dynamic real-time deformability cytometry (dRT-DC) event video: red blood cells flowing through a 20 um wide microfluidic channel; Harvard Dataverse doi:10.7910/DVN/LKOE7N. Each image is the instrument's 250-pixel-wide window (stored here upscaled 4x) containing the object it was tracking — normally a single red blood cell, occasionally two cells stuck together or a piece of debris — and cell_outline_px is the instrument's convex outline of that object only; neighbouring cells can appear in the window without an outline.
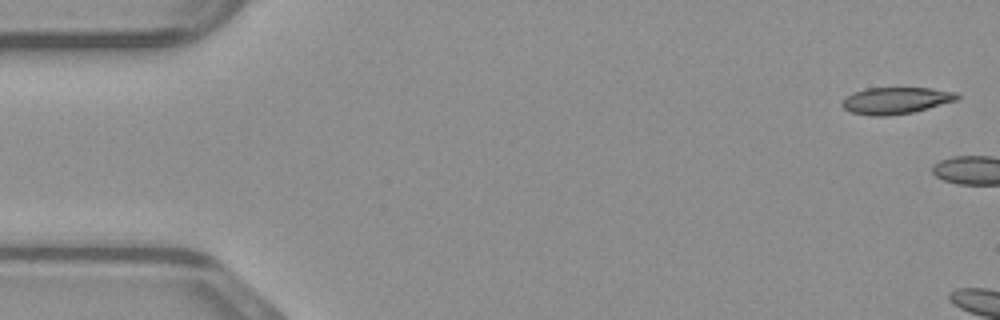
{"species": "common noctule bat (a hibernating species)", "species_latin": "Nyctalus noctula", "temperature_condition": "warm", "stored_images_in_passage": 3, "camera_frame_rate_fps": 3000, "um_per_image_px": 0.085, "animal": {"sex": "male", "body_mass_g": 23.1, "forearm_length_mm": 52.7}, "frame": {"image": 1, "passage_image": 1, "time_ms": 0.0, "image_size_px": [1000, 320], "cell_outline_px": [[960, 96], [956, 100], [928, 108], [912, 112], [884, 116], [872, 116], [852, 112], [844, 108], [840, 104], [852, 92], [868, 88], [932, 88], [956, 92]], "centroid_in_image_um": [76.15, 8.54], "position_along_channel_um": 8.9, "area_um2": 17.69}}